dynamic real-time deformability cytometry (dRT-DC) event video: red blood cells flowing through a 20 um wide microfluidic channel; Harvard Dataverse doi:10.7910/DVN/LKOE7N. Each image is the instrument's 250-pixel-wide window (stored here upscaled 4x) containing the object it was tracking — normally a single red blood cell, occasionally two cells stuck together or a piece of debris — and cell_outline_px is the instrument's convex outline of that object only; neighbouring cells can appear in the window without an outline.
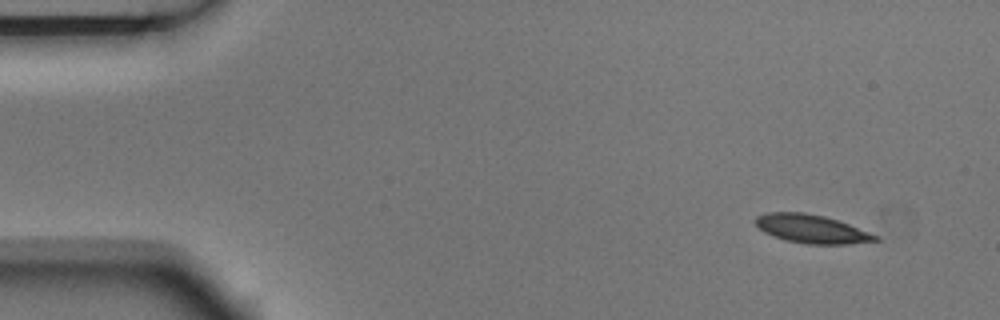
{"species": "Egyptian fruit bat (a non-hibernating species)", "species_latin": "Rousettus aegyptiacus", "temperature_condition": "room temperature", "stored_images_in_passage": 4, "camera_frame_rate_fps": 3000, "um_per_image_px": 0.085, "animal": {"sex": "male"}, "frame": {"image": 1, "passage_image": 1, "time_ms": 0.0, "image_size_px": [1000, 320], "cell_outline_px": [[880, 240], [848, 244], [808, 244], [784, 240], [772, 236], [764, 232], [752, 220], [756, 216], [768, 212], [804, 212], [824, 216], [848, 224], [880, 236]], "centroid_in_image_um": [68.96, 19.46], "position_along_channel_um": 16.0, "area_um2": 19.94}}
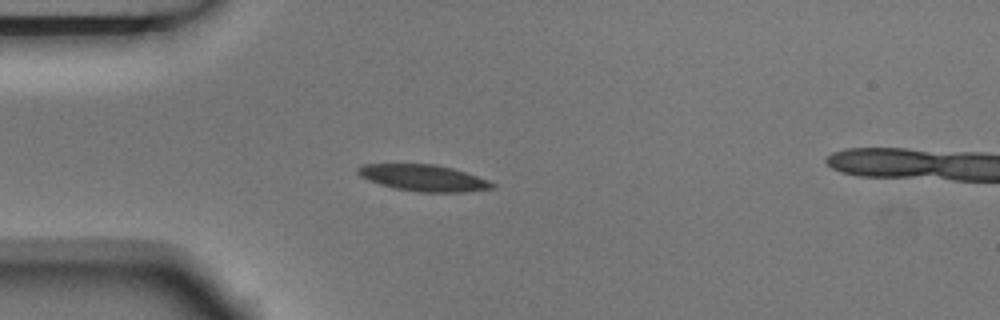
{"frame": {"image": 2, "passage_image": 4, "time_ms": 1.0, "image_size_px": [1000, 320], "cell_outline_px": [[496, 188], [468, 192], [420, 192], [396, 188], [380, 184], [368, 180], [360, 176], [356, 172], [356, 168], [360, 164], [436, 164], [452, 168], [488, 180], [496, 184]], "centroid_in_image_um": [36.0, 15.12], "position_along_channel_um": 49.0, "area_um2": 20.75}}